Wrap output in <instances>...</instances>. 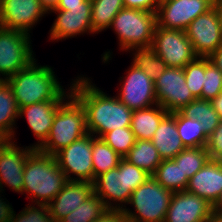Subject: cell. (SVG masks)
I'll return each instance as SVG.
<instances>
[{
    "label": "cell",
    "instance_id": "cell-5",
    "mask_svg": "<svg viewBox=\"0 0 222 222\" xmlns=\"http://www.w3.org/2000/svg\"><path fill=\"white\" fill-rule=\"evenodd\" d=\"M57 109L46 141L38 148L55 155L88 133L86 113L82 104L71 94Z\"/></svg>",
    "mask_w": 222,
    "mask_h": 222
},
{
    "label": "cell",
    "instance_id": "cell-12",
    "mask_svg": "<svg viewBox=\"0 0 222 222\" xmlns=\"http://www.w3.org/2000/svg\"><path fill=\"white\" fill-rule=\"evenodd\" d=\"M185 82L184 68L168 67L154 81L157 103L166 111L174 112L195 100Z\"/></svg>",
    "mask_w": 222,
    "mask_h": 222
},
{
    "label": "cell",
    "instance_id": "cell-17",
    "mask_svg": "<svg viewBox=\"0 0 222 222\" xmlns=\"http://www.w3.org/2000/svg\"><path fill=\"white\" fill-rule=\"evenodd\" d=\"M213 211L204 198L187 190L174 192L164 222H209Z\"/></svg>",
    "mask_w": 222,
    "mask_h": 222
},
{
    "label": "cell",
    "instance_id": "cell-35",
    "mask_svg": "<svg viewBox=\"0 0 222 222\" xmlns=\"http://www.w3.org/2000/svg\"><path fill=\"white\" fill-rule=\"evenodd\" d=\"M101 139L123 158L129 153L136 141L130 127L114 129L105 133Z\"/></svg>",
    "mask_w": 222,
    "mask_h": 222
},
{
    "label": "cell",
    "instance_id": "cell-30",
    "mask_svg": "<svg viewBox=\"0 0 222 222\" xmlns=\"http://www.w3.org/2000/svg\"><path fill=\"white\" fill-rule=\"evenodd\" d=\"M37 207L27 205L16 215L9 202L0 204V222H55L47 205L38 204Z\"/></svg>",
    "mask_w": 222,
    "mask_h": 222
},
{
    "label": "cell",
    "instance_id": "cell-20",
    "mask_svg": "<svg viewBox=\"0 0 222 222\" xmlns=\"http://www.w3.org/2000/svg\"><path fill=\"white\" fill-rule=\"evenodd\" d=\"M186 190L214 205L222 192V162L209 159L189 179Z\"/></svg>",
    "mask_w": 222,
    "mask_h": 222
},
{
    "label": "cell",
    "instance_id": "cell-14",
    "mask_svg": "<svg viewBox=\"0 0 222 222\" xmlns=\"http://www.w3.org/2000/svg\"><path fill=\"white\" fill-rule=\"evenodd\" d=\"M35 149L32 146L18 147L12 140H4L0 144V192L2 184L7 185L17 193H23L24 166L28 156ZM5 203L0 198V204Z\"/></svg>",
    "mask_w": 222,
    "mask_h": 222
},
{
    "label": "cell",
    "instance_id": "cell-26",
    "mask_svg": "<svg viewBox=\"0 0 222 222\" xmlns=\"http://www.w3.org/2000/svg\"><path fill=\"white\" fill-rule=\"evenodd\" d=\"M179 112L186 118L199 121L207 136L215 130L221 121L210 100L197 98L183 106Z\"/></svg>",
    "mask_w": 222,
    "mask_h": 222
},
{
    "label": "cell",
    "instance_id": "cell-31",
    "mask_svg": "<svg viewBox=\"0 0 222 222\" xmlns=\"http://www.w3.org/2000/svg\"><path fill=\"white\" fill-rule=\"evenodd\" d=\"M153 177L164 187L173 192L187 189L189 179L173 159L162 160Z\"/></svg>",
    "mask_w": 222,
    "mask_h": 222
},
{
    "label": "cell",
    "instance_id": "cell-45",
    "mask_svg": "<svg viewBox=\"0 0 222 222\" xmlns=\"http://www.w3.org/2000/svg\"><path fill=\"white\" fill-rule=\"evenodd\" d=\"M213 6L217 11L219 24L222 30V0H214Z\"/></svg>",
    "mask_w": 222,
    "mask_h": 222
},
{
    "label": "cell",
    "instance_id": "cell-11",
    "mask_svg": "<svg viewBox=\"0 0 222 222\" xmlns=\"http://www.w3.org/2000/svg\"><path fill=\"white\" fill-rule=\"evenodd\" d=\"M214 0H162L156 11L157 26L183 30L213 7Z\"/></svg>",
    "mask_w": 222,
    "mask_h": 222
},
{
    "label": "cell",
    "instance_id": "cell-23",
    "mask_svg": "<svg viewBox=\"0 0 222 222\" xmlns=\"http://www.w3.org/2000/svg\"><path fill=\"white\" fill-rule=\"evenodd\" d=\"M148 108L134 110L131 117V125L136 140H152L162 119L169 113L159 104Z\"/></svg>",
    "mask_w": 222,
    "mask_h": 222
},
{
    "label": "cell",
    "instance_id": "cell-44",
    "mask_svg": "<svg viewBox=\"0 0 222 222\" xmlns=\"http://www.w3.org/2000/svg\"><path fill=\"white\" fill-rule=\"evenodd\" d=\"M42 7L49 13V11L56 8L59 0H38Z\"/></svg>",
    "mask_w": 222,
    "mask_h": 222
},
{
    "label": "cell",
    "instance_id": "cell-34",
    "mask_svg": "<svg viewBox=\"0 0 222 222\" xmlns=\"http://www.w3.org/2000/svg\"><path fill=\"white\" fill-rule=\"evenodd\" d=\"M107 208L103 201L94 193L86 199L77 209L70 212L60 222H93Z\"/></svg>",
    "mask_w": 222,
    "mask_h": 222
},
{
    "label": "cell",
    "instance_id": "cell-22",
    "mask_svg": "<svg viewBox=\"0 0 222 222\" xmlns=\"http://www.w3.org/2000/svg\"><path fill=\"white\" fill-rule=\"evenodd\" d=\"M151 141L162 160L173 159L185 149L178 135L176 117L172 112L162 119Z\"/></svg>",
    "mask_w": 222,
    "mask_h": 222
},
{
    "label": "cell",
    "instance_id": "cell-32",
    "mask_svg": "<svg viewBox=\"0 0 222 222\" xmlns=\"http://www.w3.org/2000/svg\"><path fill=\"white\" fill-rule=\"evenodd\" d=\"M134 58L132 64L144 70V72L155 81L168 68L166 63L159 57L151 48H135Z\"/></svg>",
    "mask_w": 222,
    "mask_h": 222
},
{
    "label": "cell",
    "instance_id": "cell-43",
    "mask_svg": "<svg viewBox=\"0 0 222 222\" xmlns=\"http://www.w3.org/2000/svg\"><path fill=\"white\" fill-rule=\"evenodd\" d=\"M212 106L222 120V92L211 100Z\"/></svg>",
    "mask_w": 222,
    "mask_h": 222
},
{
    "label": "cell",
    "instance_id": "cell-4",
    "mask_svg": "<svg viewBox=\"0 0 222 222\" xmlns=\"http://www.w3.org/2000/svg\"><path fill=\"white\" fill-rule=\"evenodd\" d=\"M149 176L141 168L122 158L118 167L95 179L93 191L103 201L107 209H123L122 203L128 204L132 192L143 184ZM111 201L120 203L113 206L114 203ZM120 204L122 205L120 206Z\"/></svg>",
    "mask_w": 222,
    "mask_h": 222
},
{
    "label": "cell",
    "instance_id": "cell-9",
    "mask_svg": "<svg viewBox=\"0 0 222 222\" xmlns=\"http://www.w3.org/2000/svg\"><path fill=\"white\" fill-rule=\"evenodd\" d=\"M151 48L168 67L184 68L198 57L183 30L156 26Z\"/></svg>",
    "mask_w": 222,
    "mask_h": 222
},
{
    "label": "cell",
    "instance_id": "cell-3",
    "mask_svg": "<svg viewBox=\"0 0 222 222\" xmlns=\"http://www.w3.org/2000/svg\"><path fill=\"white\" fill-rule=\"evenodd\" d=\"M23 177V192L34 197V205H48L68 182L56 157L38 149L28 156Z\"/></svg>",
    "mask_w": 222,
    "mask_h": 222
},
{
    "label": "cell",
    "instance_id": "cell-24",
    "mask_svg": "<svg viewBox=\"0 0 222 222\" xmlns=\"http://www.w3.org/2000/svg\"><path fill=\"white\" fill-rule=\"evenodd\" d=\"M19 117V108L13 91L5 80H0V136L12 140L15 131L14 122Z\"/></svg>",
    "mask_w": 222,
    "mask_h": 222
},
{
    "label": "cell",
    "instance_id": "cell-47",
    "mask_svg": "<svg viewBox=\"0 0 222 222\" xmlns=\"http://www.w3.org/2000/svg\"><path fill=\"white\" fill-rule=\"evenodd\" d=\"M209 222H222V213L212 211L211 217L209 218Z\"/></svg>",
    "mask_w": 222,
    "mask_h": 222
},
{
    "label": "cell",
    "instance_id": "cell-29",
    "mask_svg": "<svg viewBox=\"0 0 222 222\" xmlns=\"http://www.w3.org/2000/svg\"><path fill=\"white\" fill-rule=\"evenodd\" d=\"M172 113L176 117L178 135L184 147H206L208 136L201 127V123L195 119L184 117L179 111Z\"/></svg>",
    "mask_w": 222,
    "mask_h": 222
},
{
    "label": "cell",
    "instance_id": "cell-37",
    "mask_svg": "<svg viewBox=\"0 0 222 222\" xmlns=\"http://www.w3.org/2000/svg\"><path fill=\"white\" fill-rule=\"evenodd\" d=\"M186 85L197 99H201V91L204 83L205 57H197L184 67Z\"/></svg>",
    "mask_w": 222,
    "mask_h": 222
},
{
    "label": "cell",
    "instance_id": "cell-8",
    "mask_svg": "<svg viewBox=\"0 0 222 222\" xmlns=\"http://www.w3.org/2000/svg\"><path fill=\"white\" fill-rule=\"evenodd\" d=\"M30 34L0 27V80L27 68L34 60Z\"/></svg>",
    "mask_w": 222,
    "mask_h": 222
},
{
    "label": "cell",
    "instance_id": "cell-19",
    "mask_svg": "<svg viewBox=\"0 0 222 222\" xmlns=\"http://www.w3.org/2000/svg\"><path fill=\"white\" fill-rule=\"evenodd\" d=\"M93 193V183L91 182L68 181L47 205L49 213L55 222H60Z\"/></svg>",
    "mask_w": 222,
    "mask_h": 222
},
{
    "label": "cell",
    "instance_id": "cell-6",
    "mask_svg": "<svg viewBox=\"0 0 222 222\" xmlns=\"http://www.w3.org/2000/svg\"><path fill=\"white\" fill-rule=\"evenodd\" d=\"M156 26V12L123 8L109 27L118 35L121 50L134 51L151 47Z\"/></svg>",
    "mask_w": 222,
    "mask_h": 222
},
{
    "label": "cell",
    "instance_id": "cell-40",
    "mask_svg": "<svg viewBox=\"0 0 222 222\" xmlns=\"http://www.w3.org/2000/svg\"><path fill=\"white\" fill-rule=\"evenodd\" d=\"M122 209H106L97 219L93 222H125Z\"/></svg>",
    "mask_w": 222,
    "mask_h": 222
},
{
    "label": "cell",
    "instance_id": "cell-38",
    "mask_svg": "<svg viewBox=\"0 0 222 222\" xmlns=\"http://www.w3.org/2000/svg\"><path fill=\"white\" fill-rule=\"evenodd\" d=\"M206 149L210 159L222 162V120L208 136Z\"/></svg>",
    "mask_w": 222,
    "mask_h": 222
},
{
    "label": "cell",
    "instance_id": "cell-28",
    "mask_svg": "<svg viewBox=\"0 0 222 222\" xmlns=\"http://www.w3.org/2000/svg\"><path fill=\"white\" fill-rule=\"evenodd\" d=\"M123 8V0H91L92 30L98 33L109 28L114 17Z\"/></svg>",
    "mask_w": 222,
    "mask_h": 222
},
{
    "label": "cell",
    "instance_id": "cell-1",
    "mask_svg": "<svg viewBox=\"0 0 222 222\" xmlns=\"http://www.w3.org/2000/svg\"><path fill=\"white\" fill-rule=\"evenodd\" d=\"M77 78L68 91L71 90V94L84 107L88 133L101 138L114 129L130 127L132 110L117 97L107 96L94 84L92 85L89 78L83 76Z\"/></svg>",
    "mask_w": 222,
    "mask_h": 222
},
{
    "label": "cell",
    "instance_id": "cell-36",
    "mask_svg": "<svg viewBox=\"0 0 222 222\" xmlns=\"http://www.w3.org/2000/svg\"><path fill=\"white\" fill-rule=\"evenodd\" d=\"M222 92V71L208 57H205L204 83L201 91L202 100H212Z\"/></svg>",
    "mask_w": 222,
    "mask_h": 222
},
{
    "label": "cell",
    "instance_id": "cell-21",
    "mask_svg": "<svg viewBox=\"0 0 222 222\" xmlns=\"http://www.w3.org/2000/svg\"><path fill=\"white\" fill-rule=\"evenodd\" d=\"M64 101H45L19 108V117L25 115L31 131L38 138L32 148L38 149L47 139L58 107Z\"/></svg>",
    "mask_w": 222,
    "mask_h": 222
},
{
    "label": "cell",
    "instance_id": "cell-18",
    "mask_svg": "<svg viewBox=\"0 0 222 222\" xmlns=\"http://www.w3.org/2000/svg\"><path fill=\"white\" fill-rule=\"evenodd\" d=\"M50 12L58 14L50 29L51 40L72 38L85 32L95 33L91 27V0H85L83 7L69 8V11L51 10Z\"/></svg>",
    "mask_w": 222,
    "mask_h": 222
},
{
    "label": "cell",
    "instance_id": "cell-27",
    "mask_svg": "<svg viewBox=\"0 0 222 222\" xmlns=\"http://www.w3.org/2000/svg\"><path fill=\"white\" fill-rule=\"evenodd\" d=\"M122 158L123 157L116 153L101 138L94 137L92 134V163L94 181L98 176L118 167Z\"/></svg>",
    "mask_w": 222,
    "mask_h": 222
},
{
    "label": "cell",
    "instance_id": "cell-25",
    "mask_svg": "<svg viewBox=\"0 0 222 222\" xmlns=\"http://www.w3.org/2000/svg\"><path fill=\"white\" fill-rule=\"evenodd\" d=\"M124 159L141 168L150 176L154 175L157 166L162 162V158L152 141L143 139L135 141V145Z\"/></svg>",
    "mask_w": 222,
    "mask_h": 222
},
{
    "label": "cell",
    "instance_id": "cell-10",
    "mask_svg": "<svg viewBox=\"0 0 222 222\" xmlns=\"http://www.w3.org/2000/svg\"><path fill=\"white\" fill-rule=\"evenodd\" d=\"M54 156L68 181L94 182L91 133L62 148ZM71 173L77 178L71 177Z\"/></svg>",
    "mask_w": 222,
    "mask_h": 222
},
{
    "label": "cell",
    "instance_id": "cell-33",
    "mask_svg": "<svg viewBox=\"0 0 222 222\" xmlns=\"http://www.w3.org/2000/svg\"><path fill=\"white\" fill-rule=\"evenodd\" d=\"M210 159L206 147H190L181 151L173 160L179 164L183 176L190 179Z\"/></svg>",
    "mask_w": 222,
    "mask_h": 222
},
{
    "label": "cell",
    "instance_id": "cell-16",
    "mask_svg": "<svg viewBox=\"0 0 222 222\" xmlns=\"http://www.w3.org/2000/svg\"><path fill=\"white\" fill-rule=\"evenodd\" d=\"M46 13L38 0H0V27L29 34Z\"/></svg>",
    "mask_w": 222,
    "mask_h": 222
},
{
    "label": "cell",
    "instance_id": "cell-41",
    "mask_svg": "<svg viewBox=\"0 0 222 222\" xmlns=\"http://www.w3.org/2000/svg\"><path fill=\"white\" fill-rule=\"evenodd\" d=\"M84 1L85 0H59L56 8L53 10L69 11V8L83 7Z\"/></svg>",
    "mask_w": 222,
    "mask_h": 222
},
{
    "label": "cell",
    "instance_id": "cell-15",
    "mask_svg": "<svg viewBox=\"0 0 222 222\" xmlns=\"http://www.w3.org/2000/svg\"><path fill=\"white\" fill-rule=\"evenodd\" d=\"M120 93L116 96L130 110H138L156 105L154 81L133 64L126 73Z\"/></svg>",
    "mask_w": 222,
    "mask_h": 222
},
{
    "label": "cell",
    "instance_id": "cell-39",
    "mask_svg": "<svg viewBox=\"0 0 222 222\" xmlns=\"http://www.w3.org/2000/svg\"><path fill=\"white\" fill-rule=\"evenodd\" d=\"M160 2V0H123L124 8L140 9L150 12H156Z\"/></svg>",
    "mask_w": 222,
    "mask_h": 222
},
{
    "label": "cell",
    "instance_id": "cell-42",
    "mask_svg": "<svg viewBox=\"0 0 222 222\" xmlns=\"http://www.w3.org/2000/svg\"><path fill=\"white\" fill-rule=\"evenodd\" d=\"M208 58L210 62H212L219 70L222 71V44Z\"/></svg>",
    "mask_w": 222,
    "mask_h": 222
},
{
    "label": "cell",
    "instance_id": "cell-46",
    "mask_svg": "<svg viewBox=\"0 0 222 222\" xmlns=\"http://www.w3.org/2000/svg\"><path fill=\"white\" fill-rule=\"evenodd\" d=\"M213 211L222 213V192L216 201V203L213 205Z\"/></svg>",
    "mask_w": 222,
    "mask_h": 222
},
{
    "label": "cell",
    "instance_id": "cell-2",
    "mask_svg": "<svg viewBox=\"0 0 222 222\" xmlns=\"http://www.w3.org/2000/svg\"><path fill=\"white\" fill-rule=\"evenodd\" d=\"M49 66H39L34 60L27 68L5 79L13 91L18 108L45 101H66V92Z\"/></svg>",
    "mask_w": 222,
    "mask_h": 222
},
{
    "label": "cell",
    "instance_id": "cell-7",
    "mask_svg": "<svg viewBox=\"0 0 222 222\" xmlns=\"http://www.w3.org/2000/svg\"><path fill=\"white\" fill-rule=\"evenodd\" d=\"M173 193L164 188L153 176H149L131 194L128 204L134 206L135 212L132 213L124 205V216L132 222H164Z\"/></svg>",
    "mask_w": 222,
    "mask_h": 222
},
{
    "label": "cell",
    "instance_id": "cell-13",
    "mask_svg": "<svg viewBox=\"0 0 222 222\" xmlns=\"http://www.w3.org/2000/svg\"><path fill=\"white\" fill-rule=\"evenodd\" d=\"M185 33L198 57H209L217 50L222 44V30L214 6L197 16Z\"/></svg>",
    "mask_w": 222,
    "mask_h": 222
}]
</instances>
